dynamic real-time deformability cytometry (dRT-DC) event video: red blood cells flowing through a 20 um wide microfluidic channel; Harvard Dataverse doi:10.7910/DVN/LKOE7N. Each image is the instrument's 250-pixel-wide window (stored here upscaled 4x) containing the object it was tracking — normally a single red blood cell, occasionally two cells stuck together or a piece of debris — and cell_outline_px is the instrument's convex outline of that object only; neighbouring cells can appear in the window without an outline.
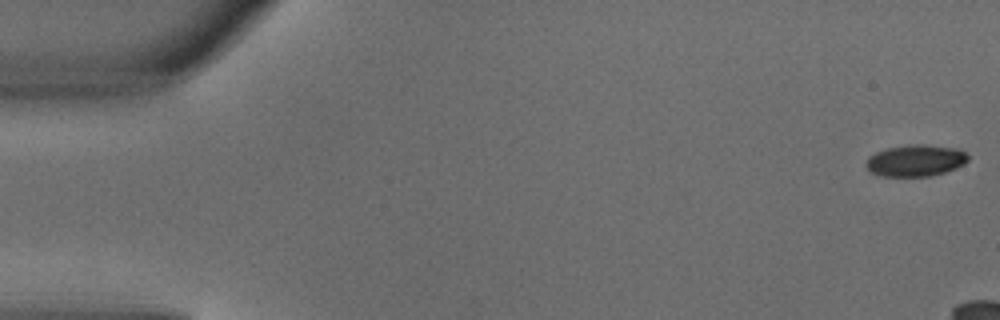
{"species": "common noctule bat (a hibernating species)", "species_latin": "Nyctalus noctula", "temperature_condition": "warm", "stored_images_in_passage": 5, "camera_frame_rate_fps": 3000, "um_per_image_px": 0.085, "animal": {"sex": "male", "body_mass_g": 18.8}, "frame": {"image": 1, "passage_image": 1, "time_ms": 0.0, "image_size_px": [1000, 320], "cell_outline_px": [[968, 160], [964, 164], [956, 168], [944, 172], [928, 176], [880, 176], [872, 172], [864, 164], [868, 156], [876, 152], [888, 148], [912, 144], [916, 144], [956, 148], [964, 152], [968, 156]], "centroid_in_image_um": [77.8, 13.65], "position_along_channel_um": 7.2, "area_um2": 18.61}}